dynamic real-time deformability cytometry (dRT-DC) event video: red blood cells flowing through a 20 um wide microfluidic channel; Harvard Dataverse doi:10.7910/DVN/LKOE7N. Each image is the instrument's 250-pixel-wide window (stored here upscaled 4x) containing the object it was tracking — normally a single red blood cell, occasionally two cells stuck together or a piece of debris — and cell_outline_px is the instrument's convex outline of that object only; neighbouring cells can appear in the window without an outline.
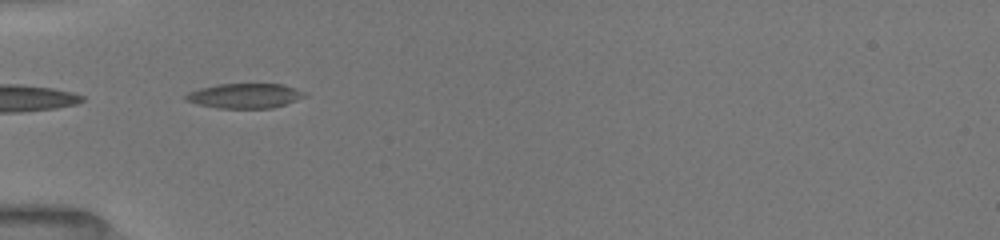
{"species": "common noctule bat (a hibernating species)", "species_latin": "Nyctalus noctula", "temperature_condition": "room temperature", "stored_images_in_passage": 3, "camera_frame_rate_fps": 3000, "um_per_image_px": 0.085, "animal": {"sex": "female", "body_mass_g": 19.5, "forearm_length_mm": 54.1}, "frame": {"image": 1, "passage_image": 2, "time_ms": 0.667, "image_size_px": [1000, 240], "cell_outline_px": [[308, 96], [272, 108], [220, 108], [200, 104], [188, 100], [184, 96], [188, 92], [200, 88], [216, 84], [284, 84], [308, 92]], "centroid_in_image_um": [20.88, 8.13], "position_along_channel_um": 64.1, "area_um2": 17.11}}